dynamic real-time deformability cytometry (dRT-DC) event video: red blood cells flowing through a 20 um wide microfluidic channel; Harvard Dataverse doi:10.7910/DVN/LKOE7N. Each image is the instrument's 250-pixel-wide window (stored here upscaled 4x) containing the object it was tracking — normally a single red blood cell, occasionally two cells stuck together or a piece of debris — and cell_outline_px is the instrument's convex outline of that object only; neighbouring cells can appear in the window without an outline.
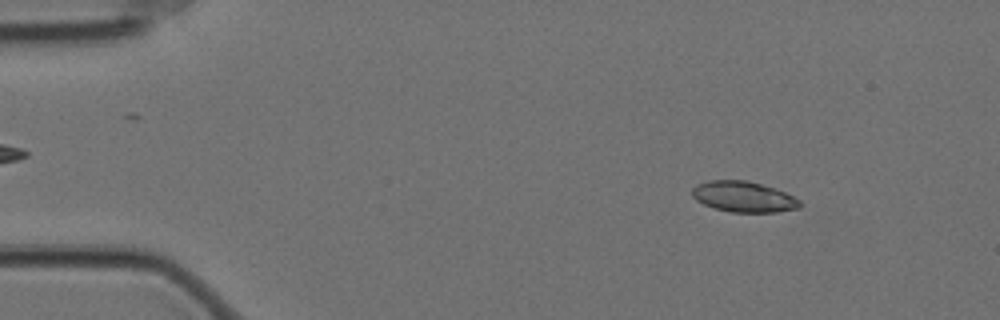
{"species": "Egyptian fruit bat (a non-hibernating species)", "species_latin": "Rousettus aegyptiacus", "temperature_condition": "cold", "stored_images_in_passage": 52, "camera_frame_rate_fps": 3000, "um_per_image_px": 0.085, "animal": {"sex": "female"}, "frame": {"image": 1, "passage_image": 7, "time_ms": 2.0, "image_size_px": [1000, 320], "cell_outline_px": [[800, 208], [776, 212], [732, 212], [712, 208], [696, 200], [692, 196], [692, 188], [696, 184], [708, 180], [748, 180], [776, 188], [800, 200]], "centroid_in_image_um": [63.18, 16.72], "position_along_channel_um": 21.8, "area_um2": 19.42}}
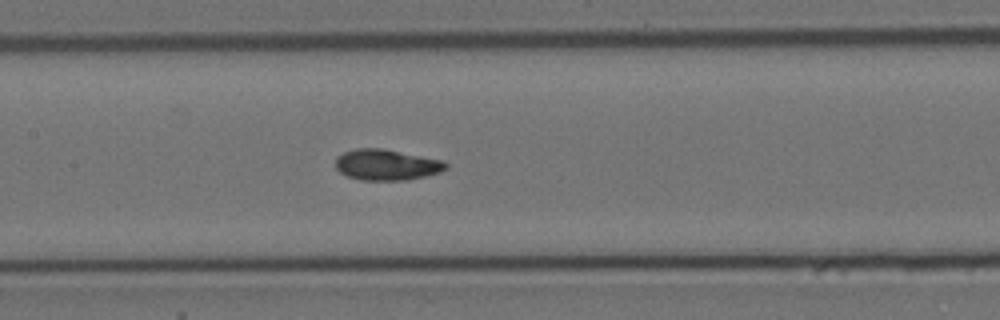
{"frame": {"image": 2, "passage_image": 27, "time_ms": 8.667, "image_size_px": [1000, 320], "cell_outline_px": [[448, 168], [440, 172], [408, 180], [360, 180], [348, 176], [340, 172], [336, 168], [336, 156], [344, 152], [356, 148], [384, 148], [444, 160], [448, 164]], "centroid_in_image_um": [32.88, 14.0], "position_along_channel_um": 174.5, "area_um2": 20.06}}
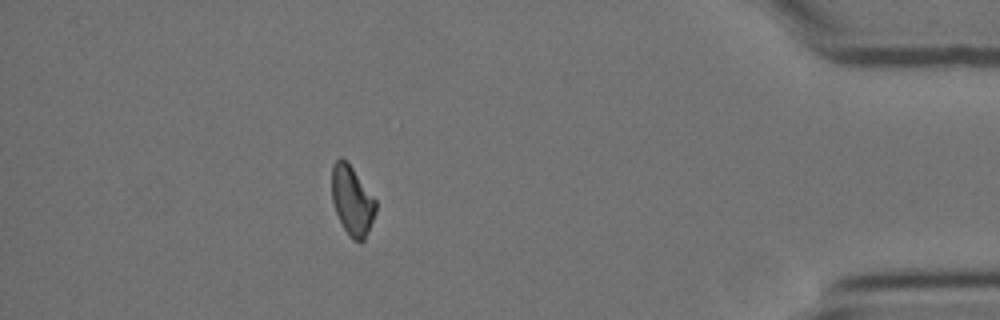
{"frame": {"image": 3, "passage_image": 46, "time_ms": 15.0, "image_size_px": [1000, 320], "cell_outline_px": [[376, 212], [364, 240], [360, 244], [352, 240], [348, 236], [336, 212], [332, 200], [332, 164], [340, 156], [352, 168], [376, 200]], "centroid_in_image_um": [29.92, 17.09], "position_along_channel_um": 405.3, "area_um2": 17.63}, "authors_computed_cell_mechanics": {"area_um2": 19.3919, "velocity_mm_per_s": 3.5023, "shape_relaxation_time_tau1_ms": 10.4872, "shape_relaxation_time_tau2_ms": 5.5444, "deformation_change_tau1": 0.1612, "deformation_change_tau2": 0.0676}}